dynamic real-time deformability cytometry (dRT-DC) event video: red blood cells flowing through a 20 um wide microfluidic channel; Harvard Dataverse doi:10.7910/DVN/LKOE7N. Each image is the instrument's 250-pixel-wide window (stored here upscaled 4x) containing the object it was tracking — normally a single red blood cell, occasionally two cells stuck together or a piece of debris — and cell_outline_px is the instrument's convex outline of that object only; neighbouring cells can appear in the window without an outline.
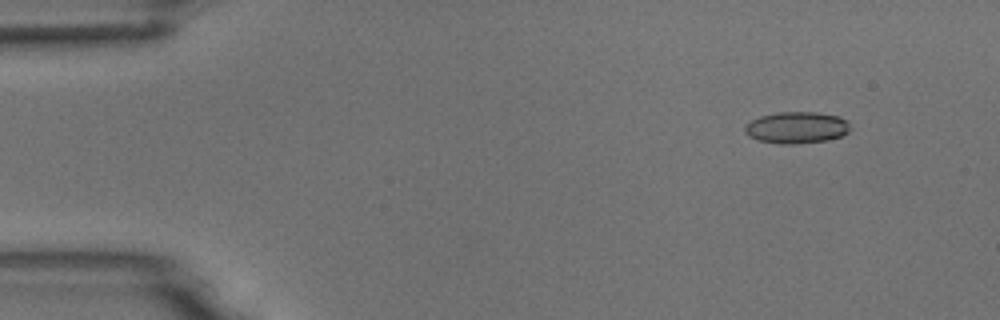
{"species": "common noctule bat (a hibernating species)", "species_latin": "Nyctalus noctula", "temperature_condition": "room temperature", "stored_images_in_passage": 8, "camera_frame_rate_fps": 3000, "um_per_image_px": 0.085, "animal": {"sex": "male", "body_mass_g": 18.8}, "frame": {"image": 1, "passage_image": 2, "time_ms": 0.333, "image_size_px": [1000, 320], "cell_outline_px": [[848, 132], [840, 136], [828, 140], [792, 144], [780, 144], [760, 140], [748, 136], [744, 132], [744, 128], [752, 120], [760, 116], [780, 112], [816, 112], [836, 116], [848, 120]], "centroid_in_image_um": [67.7, 10.84], "position_along_channel_um": 17.3, "area_um2": 19.19}}
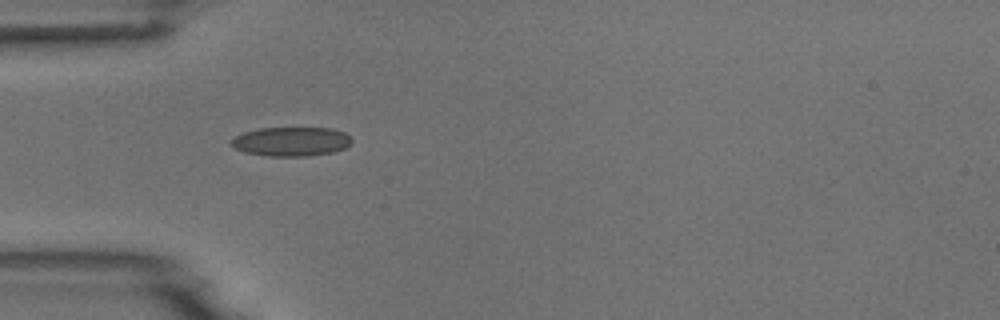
{"frame": {"image": 2, "passage_image": 5, "time_ms": 1.333, "image_size_px": [1000, 320], "cell_outline_px": [[352, 140], [344, 148], [332, 152], [308, 156], [264, 156], [244, 152], [236, 148], [232, 144], [232, 140], [236, 136], [244, 132], [260, 128], [332, 128], [344, 132]], "centroid_in_image_um": [24.75, 12.03], "position_along_channel_um": 60.3, "area_um2": 20.29}}